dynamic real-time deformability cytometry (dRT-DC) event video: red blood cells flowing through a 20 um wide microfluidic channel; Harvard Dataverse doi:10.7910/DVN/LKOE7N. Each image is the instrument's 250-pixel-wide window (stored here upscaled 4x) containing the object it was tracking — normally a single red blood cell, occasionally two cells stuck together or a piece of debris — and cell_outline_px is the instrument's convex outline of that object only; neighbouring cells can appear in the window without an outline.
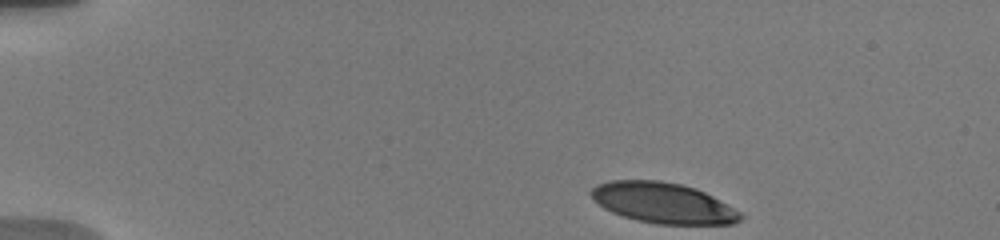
{"species": "human", "species_latin": "Homo sapiens", "temperature_condition": "warm", "stored_images_in_passage": 11, "camera_frame_rate_fps": 3000, "um_per_image_px": 0.085, "donor": {"sex": "male"}, "frame": {"image": 1, "passage_image": 1, "time_ms": 0.0, "image_size_px": [1000, 240], "cell_outline_px": [[744, 216], [740, 220], [732, 224], [656, 224], [636, 220], [612, 212], [604, 208], [588, 192], [596, 184], [608, 180], [660, 180], [680, 184], [696, 188], [712, 196], [740, 212]], "centroid_in_image_um": [56.35, 17.24], "position_along_channel_um": 28.7, "area_um2": 35.2}}
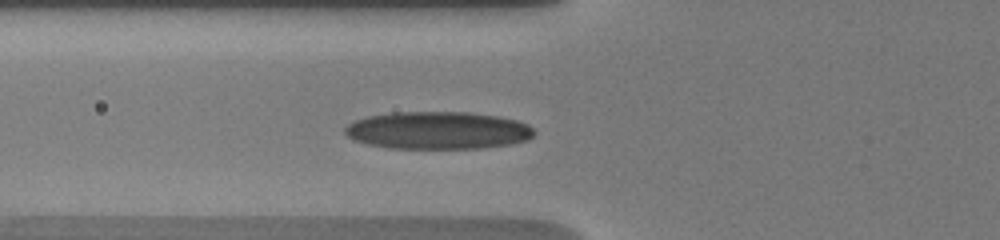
{"frame": {"image": 2, "passage_image": 7, "time_ms": 4.0, "image_size_px": [1000, 240], "cell_outline_px": [[536, 132], [528, 140], [508, 144], [480, 148], [388, 148], [368, 144], [352, 140], [344, 132], [344, 128], [348, 124], [356, 120], [368, 116], [392, 112], [468, 112], [500, 116], [516, 120], [528, 124]], "centroid_in_image_um": [37.21, 11.08], "position_along_channel_um": 88.6, "area_um2": 41.5}}
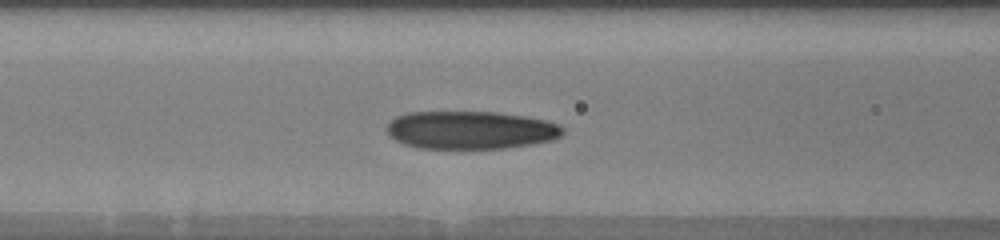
{"frame": {"image": 3, "passage_image": 10, "time_ms": 5.0, "image_size_px": [1000, 240], "cell_outline_px": [[564, 132], [560, 136], [552, 140], [532, 144], [504, 148], [416, 148], [404, 144], [388, 136], [384, 128], [396, 116], [408, 112], [496, 112], [524, 116], [544, 120], [560, 124], [564, 128]], "centroid_in_image_um": [39.97, 11.05], "position_along_channel_um": 126.6, "area_um2": 39.13}}